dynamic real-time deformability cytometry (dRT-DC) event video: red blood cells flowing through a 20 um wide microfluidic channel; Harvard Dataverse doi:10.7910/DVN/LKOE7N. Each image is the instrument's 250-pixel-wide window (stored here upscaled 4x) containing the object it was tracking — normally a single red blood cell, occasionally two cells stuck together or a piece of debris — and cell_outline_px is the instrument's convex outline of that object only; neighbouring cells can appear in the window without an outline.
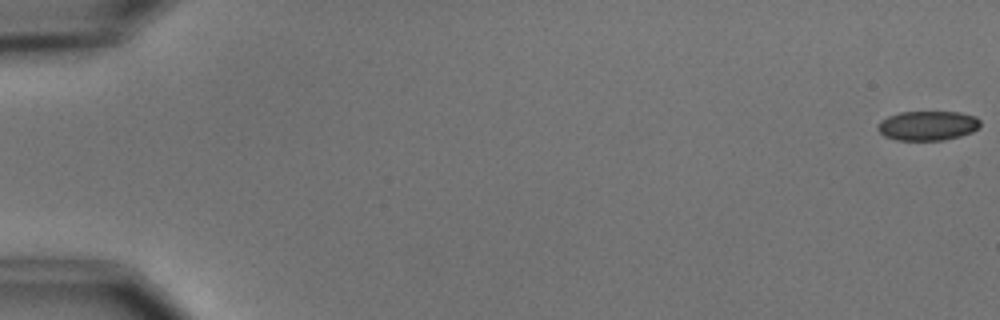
{"species": "common noctule bat (a hibernating species)", "species_latin": "Nyctalus noctula", "temperature_condition": "cold", "stored_images_in_passage": 6, "camera_frame_rate_fps": 3000, "um_per_image_px": 0.085, "animal": {"sex": "male", "body_mass_g": 15.6}, "frame": {"image": 1, "passage_image": 1, "time_ms": 0.0, "image_size_px": [1000, 320], "cell_outline_px": [[980, 124], [972, 132], [960, 136], [944, 140], [896, 140], [884, 136], [876, 128], [880, 120], [888, 116], [900, 112], [960, 112], [976, 116], [980, 120]], "centroid_in_image_um": [78.83, 10.68], "position_along_channel_um": 6.2, "area_um2": 17.69}}
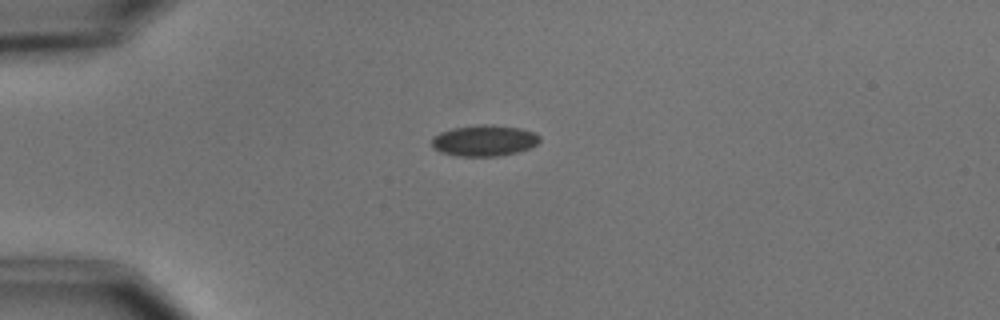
{"frame": {"image": 2, "passage_image": 5, "time_ms": 4.667, "image_size_px": [1000, 320], "cell_outline_px": [[540, 140], [532, 148], [516, 152], [496, 156], [456, 156], [440, 152], [432, 148], [432, 136], [440, 132], [452, 128], [480, 124], [492, 124], [520, 128], [536, 132], [540, 136]], "centroid_in_image_um": [41.15, 11.94], "position_along_channel_um": 43.8, "area_um2": 19.83}}